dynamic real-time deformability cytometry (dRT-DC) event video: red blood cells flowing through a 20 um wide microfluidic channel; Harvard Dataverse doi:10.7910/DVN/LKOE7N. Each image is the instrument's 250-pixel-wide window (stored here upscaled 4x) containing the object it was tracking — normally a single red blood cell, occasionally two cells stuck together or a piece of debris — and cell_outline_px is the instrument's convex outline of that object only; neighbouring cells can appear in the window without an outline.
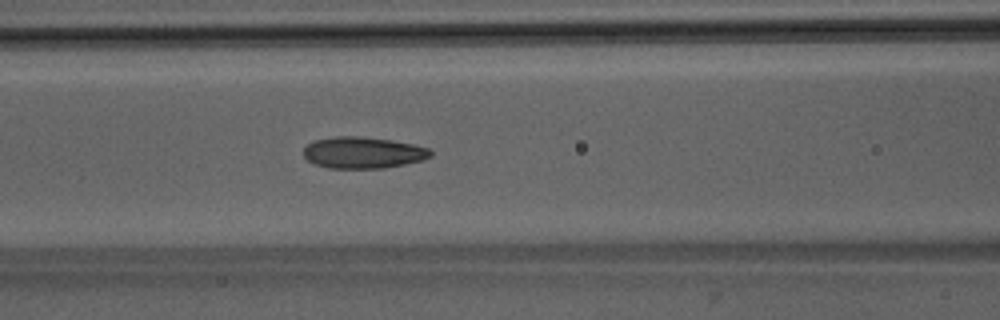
{"species": "Egyptian fruit bat (a non-hibernating species)", "species_latin": "Rousettus aegyptiacus", "temperature_condition": "room temperature", "stored_images_in_passage": 51, "camera_frame_rate_fps": 3000, "um_per_image_px": 0.085, "animal": {"sex": "male"}, "frame": {"image": 1, "passage_image": 22, "time_ms": 7.0, "image_size_px": [1000, 320], "cell_outline_px": [[432, 156], [424, 160], [384, 168], [328, 168], [316, 164], [308, 160], [304, 156], [304, 148], [312, 140], [336, 136], [360, 136], [392, 140], [412, 144], [428, 148], [432, 152]], "centroid_in_image_um": [30.86, 12.97], "position_along_channel_um": 135.7, "area_um2": 23.35}}
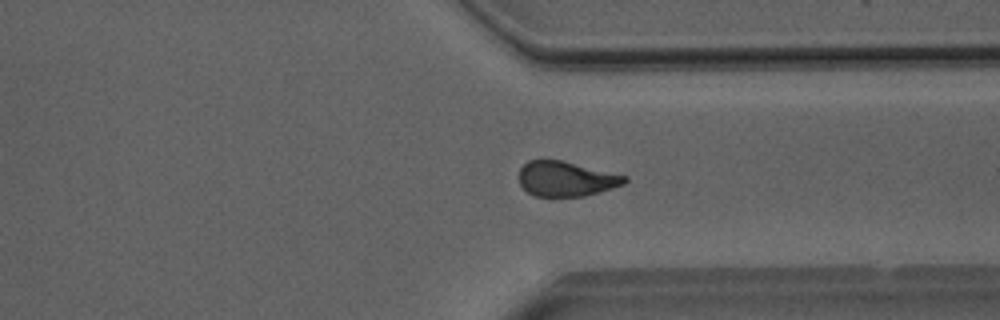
{"frame": {"image": 2, "passage_image": 39, "time_ms": 12.667, "image_size_px": [1000, 320], "cell_outline_px": [[628, 180], [624, 184], [612, 188], [584, 196], [536, 196], [528, 192], [520, 184], [520, 168], [528, 160], [564, 160], [628, 176]], "centroid_in_image_um": [48.14, 15.19], "position_along_channel_um": 363.3, "area_um2": 21.5}}
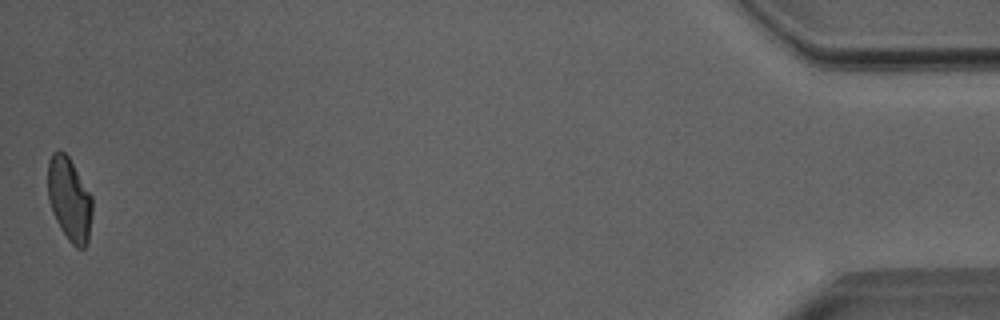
{"frame": {"image": 3, "passage_image": 51, "time_ms": 16.667, "image_size_px": [1000, 320], "cell_outline_px": [[92, 212], [88, 244], [84, 248], [76, 248], [68, 240], [60, 228], [56, 220], [48, 200], [48, 160], [52, 152], [64, 152], [68, 156], [92, 196]], "centroid_in_image_um": [5.9, 16.97], "position_along_channel_um": 429.3, "area_um2": 21.62}, "authors_computed_cell_mechanics": {"area_um2": 23.0044, "velocity_mm_per_s": 4.0224, "shape_relaxation_time_tau1_ms": 7.6341, "shape_relaxation_time_tau2_ms": 2.6011, "deformation_change_tau1": 0.1845, "deformation_change_tau2": 0.091}}